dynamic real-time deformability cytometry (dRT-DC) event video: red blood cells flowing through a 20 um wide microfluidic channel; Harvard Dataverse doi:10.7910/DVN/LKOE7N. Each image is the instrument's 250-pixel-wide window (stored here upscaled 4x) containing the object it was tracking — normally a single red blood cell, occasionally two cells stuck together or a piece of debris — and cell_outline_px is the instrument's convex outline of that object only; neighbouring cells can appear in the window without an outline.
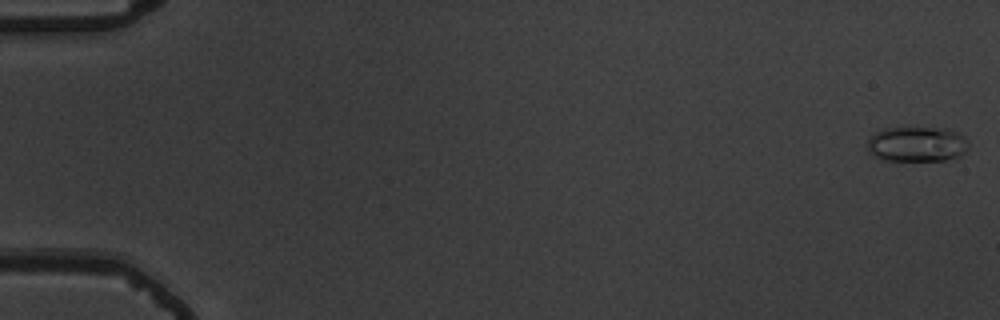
{"species": "common noctule bat (a hibernating species)", "species_latin": "Nyctalus noctula", "temperature_condition": "warm", "stored_images_in_passage": 56, "camera_frame_rate_fps": 3000, "um_per_image_px": 0.085, "animal": {"sex": "male", "body_mass_g": 19.5, "forearm_length_mm": 54.6}, "frame": {"image": 1, "passage_image": 1, "time_ms": 0.0, "image_size_px": [1000, 320], "cell_outline_px": [[968, 148], [960, 156], [944, 160], [884, 160], [876, 156], [868, 148], [868, 140], [876, 132], [888, 128], [904, 124], [944, 128], [956, 132], [964, 136], [968, 140]], "centroid_in_image_um": [77.97, 12.19], "position_along_channel_um": 7.0, "area_um2": 21.21}}
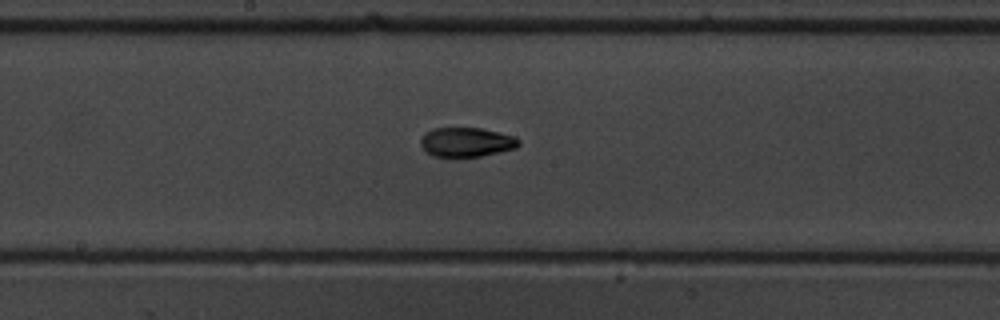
{"frame": {"image": 2, "passage_image": 31, "time_ms": 10.0, "image_size_px": [1000, 320], "cell_outline_px": [[520, 144], [516, 148], [500, 152], [480, 156], [432, 156], [420, 144], [420, 140], [424, 132], [432, 128], [480, 128], [500, 132], [516, 136], [520, 140]], "centroid_in_image_um": [39.67, 12.06], "position_along_channel_um": 208.5, "area_um2": 16.82}}
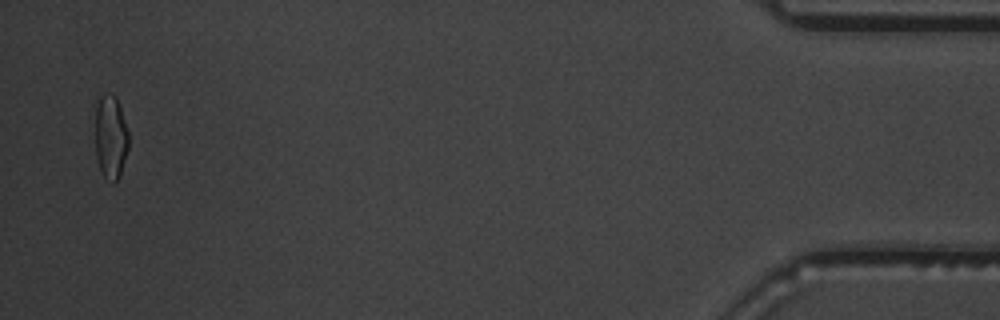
{"frame": {"image": 3, "passage_image": 55, "time_ms": 18.0, "image_size_px": [1000, 320], "cell_outline_px": [[128, 148], [120, 176], [112, 184], [104, 176], [100, 168], [96, 156], [96, 108], [100, 96], [112, 92], [116, 96], [128, 132]], "centroid_in_image_um": [9.41, 11.65], "position_along_channel_um": 425.8, "area_um2": 16.13}, "authors_computed_cell_mechanics": {"area_um2": 16.762, "velocity_mm_per_s": 3.7034, "shape_relaxation_time_tau1_ms": 4.62, "shape_relaxation_time_tau2_ms": 2.2293, "deformation_change_tau1": 0.172, "deformation_change_tau2": 0.0771}}